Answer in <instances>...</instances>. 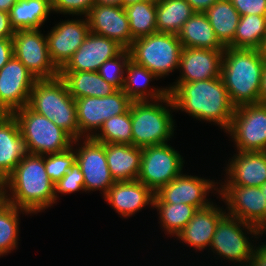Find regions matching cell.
Segmentation results:
<instances>
[{
  "instance_id": "cell-47",
  "label": "cell",
  "mask_w": 266,
  "mask_h": 266,
  "mask_svg": "<svg viewBox=\"0 0 266 266\" xmlns=\"http://www.w3.org/2000/svg\"><path fill=\"white\" fill-rule=\"evenodd\" d=\"M259 103H266V64L263 70V76H262V81H261Z\"/></svg>"
},
{
  "instance_id": "cell-2",
  "label": "cell",
  "mask_w": 266,
  "mask_h": 266,
  "mask_svg": "<svg viewBox=\"0 0 266 266\" xmlns=\"http://www.w3.org/2000/svg\"><path fill=\"white\" fill-rule=\"evenodd\" d=\"M7 202L36 214L55 202L54 183L46 173L44 155L28 154L5 179ZM9 187V188H8Z\"/></svg>"
},
{
  "instance_id": "cell-41",
  "label": "cell",
  "mask_w": 266,
  "mask_h": 266,
  "mask_svg": "<svg viewBox=\"0 0 266 266\" xmlns=\"http://www.w3.org/2000/svg\"><path fill=\"white\" fill-rule=\"evenodd\" d=\"M240 16L256 14L266 16V0H230Z\"/></svg>"
},
{
  "instance_id": "cell-11",
  "label": "cell",
  "mask_w": 266,
  "mask_h": 266,
  "mask_svg": "<svg viewBox=\"0 0 266 266\" xmlns=\"http://www.w3.org/2000/svg\"><path fill=\"white\" fill-rule=\"evenodd\" d=\"M237 150L266 151V103L235 107L230 128Z\"/></svg>"
},
{
  "instance_id": "cell-33",
  "label": "cell",
  "mask_w": 266,
  "mask_h": 266,
  "mask_svg": "<svg viewBox=\"0 0 266 266\" xmlns=\"http://www.w3.org/2000/svg\"><path fill=\"white\" fill-rule=\"evenodd\" d=\"M156 8L157 1L133 3L124 8L134 40L157 32Z\"/></svg>"
},
{
  "instance_id": "cell-52",
  "label": "cell",
  "mask_w": 266,
  "mask_h": 266,
  "mask_svg": "<svg viewBox=\"0 0 266 266\" xmlns=\"http://www.w3.org/2000/svg\"><path fill=\"white\" fill-rule=\"evenodd\" d=\"M259 51L262 54V56L266 59V35H265V38L263 40V43H262Z\"/></svg>"
},
{
  "instance_id": "cell-24",
  "label": "cell",
  "mask_w": 266,
  "mask_h": 266,
  "mask_svg": "<svg viewBox=\"0 0 266 266\" xmlns=\"http://www.w3.org/2000/svg\"><path fill=\"white\" fill-rule=\"evenodd\" d=\"M226 214L225 210L211 203L198 209L176 237L198 251L210 247L217 224Z\"/></svg>"
},
{
  "instance_id": "cell-39",
  "label": "cell",
  "mask_w": 266,
  "mask_h": 266,
  "mask_svg": "<svg viewBox=\"0 0 266 266\" xmlns=\"http://www.w3.org/2000/svg\"><path fill=\"white\" fill-rule=\"evenodd\" d=\"M79 190L85 191L84 177L80 166L75 162L69 171L54 184L55 202L58 200L57 193L70 194Z\"/></svg>"
},
{
  "instance_id": "cell-44",
  "label": "cell",
  "mask_w": 266,
  "mask_h": 266,
  "mask_svg": "<svg viewBox=\"0 0 266 266\" xmlns=\"http://www.w3.org/2000/svg\"><path fill=\"white\" fill-rule=\"evenodd\" d=\"M260 246V247H259ZM255 246L248 266H266V244Z\"/></svg>"
},
{
  "instance_id": "cell-51",
  "label": "cell",
  "mask_w": 266,
  "mask_h": 266,
  "mask_svg": "<svg viewBox=\"0 0 266 266\" xmlns=\"http://www.w3.org/2000/svg\"><path fill=\"white\" fill-rule=\"evenodd\" d=\"M143 1H157V0H121V6L125 8L133 3L143 2Z\"/></svg>"
},
{
  "instance_id": "cell-43",
  "label": "cell",
  "mask_w": 266,
  "mask_h": 266,
  "mask_svg": "<svg viewBox=\"0 0 266 266\" xmlns=\"http://www.w3.org/2000/svg\"><path fill=\"white\" fill-rule=\"evenodd\" d=\"M14 32L10 24L9 13L0 11V38H13Z\"/></svg>"
},
{
  "instance_id": "cell-30",
  "label": "cell",
  "mask_w": 266,
  "mask_h": 266,
  "mask_svg": "<svg viewBox=\"0 0 266 266\" xmlns=\"http://www.w3.org/2000/svg\"><path fill=\"white\" fill-rule=\"evenodd\" d=\"M204 14L219 42L227 47L233 40L240 15L230 0H217Z\"/></svg>"
},
{
  "instance_id": "cell-9",
  "label": "cell",
  "mask_w": 266,
  "mask_h": 266,
  "mask_svg": "<svg viewBox=\"0 0 266 266\" xmlns=\"http://www.w3.org/2000/svg\"><path fill=\"white\" fill-rule=\"evenodd\" d=\"M183 157L168 143L142 148L137 180L154 193L182 173Z\"/></svg>"
},
{
  "instance_id": "cell-49",
  "label": "cell",
  "mask_w": 266,
  "mask_h": 266,
  "mask_svg": "<svg viewBox=\"0 0 266 266\" xmlns=\"http://www.w3.org/2000/svg\"><path fill=\"white\" fill-rule=\"evenodd\" d=\"M17 0H0V11L8 12Z\"/></svg>"
},
{
  "instance_id": "cell-10",
  "label": "cell",
  "mask_w": 266,
  "mask_h": 266,
  "mask_svg": "<svg viewBox=\"0 0 266 266\" xmlns=\"http://www.w3.org/2000/svg\"><path fill=\"white\" fill-rule=\"evenodd\" d=\"M131 102L132 100L122 89L106 97L75 99L79 140L81 138L83 140L82 136L87 138L94 136L106 120L112 116L124 114Z\"/></svg>"
},
{
  "instance_id": "cell-29",
  "label": "cell",
  "mask_w": 266,
  "mask_h": 266,
  "mask_svg": "<svg viewBox=\"0 0 266 266\" xmlns=\"http://www.w3.org/2000/svg\"><path fill=\"white\" fill-rule=\"evenodd\" d=\"M51 11L52 4L46 0H17L9 11L11 27L15 31L40 29Z\"/></svg>"
},
{
  "instance_id": "cell-23",
  "label": "cell",
  "mask_w": 266,
  "mask_h": 266,
  "mask_svg": "<svg viewBox=\"0 0 266 266\" xmlns=\"http://www.w3.org/2000/svg\"><path fill=\"white\" fill-rule=\"evenodd\" d=\"M28 154L17 120L5 114L0 118V178L6 179Z\"/></svg>"
},
{
  "instance_id": "cell-40",
  "label": "cell",
  "mask_w": 266,
  "mask_h": 266,
  "mask_svg": "<svg viewBox=\"0 0 266 266\" xmlns=\"http://www.w3.org/2000/svg\"><path fill=\"white\" fill-rule=\"evenodd\" d=\"M94 5V0H54L52 10L64 15H84L85 17Z\"/></svg>"
},
{
  "instance_id": "cell-15",
  "label": "cell",
  "mask_w": 266,
  "mask_h": 266,
  "mask_svg": "<svg viewBox=\"0 0 266 266\" xmlns=\"http://www.w3.org/2000/svg\"><path fill=\"white\" fill-rule=\"evenodd\" d=\"M215 180L199 178L198 176H189L181 173L168 184L160 187L154 193L153 202H164L167 204H188L195 206L197 209H202L209 206L206 198L207 194L216 188Z\"/></svg>"
},
{
  "instance_id": "cell-38",
  "label": "cell",
  "mask_w": 266,
  "mask_h": 266,
  "mask_svg": "<svg viewBox=\"0 0 266 266\" xmlns=\"http://www.w3.org/2000/svg\"><path fill=\"white\" fill-rule=\"evenodd\" d=\"M70 147L66 151L44 155V165L50 180L57 183L76 162V153Z\"/></svg>"
},
{
  "instance_id": "cell-28",
  "label": "cell",
  "mask_w": 266,
  "mask_h": 266,
  "mask_svg": "<svg viewBox=\"0 0 266 266\" xmlns=\"http://www.w3.org/2000/svg\"><path fill=\"white\" fill-rule=\"evenodd\" d=\"M177 35L183 48L225 49L217 39L209 19L202 12H195Z\"/></svg>"
},
{
  "instance_id": "cell-46",
  "label": "cell",
  "mask_w": 266,
  "mask_h": 266,
  "mask_svg": "<svg viewBox=\"0 0 266 266\" xmlns=\"http://www.w3.org/2000/svg\"><path fill=\"white\" fill-rule=\"evenodd\" d=\"M260 188H261V191L264 192V196L266 198V182ZM255 227L261 234H263V232L265 231L266 229V207H265L263 218L255 225Z\"/></svg>"
},
{
  "instance_id": "cell-48",
  "label": "cell",
  "mask_w": 266,
  "mask_h": 266,
  "mask_svg": "<svg viewBox=\"0 0 266 266\" xmlns=\"http://www.w3.org/2000/svg\"><path fill=\"white\" fill-rule=\"evenodd\" d=\"M6 180L0 178V208L7 203Z\"/></svg>"
},
{
  "instance_id": "cell-53",
  "label": "cell",
  "mask_w": 266,
  "mask_h": 266,
  "mask_svg": "<svg viewBox=\"0 0 266 266\" xmlns=\"http://www.w3.org/2000/svg\"><path fill=\"white\" fill-rule=\"evenodd\" d=\"M5 115V113L0 109V118H2Z\"/></svg>"
},
{
  "instance_id": "cell-42",
  "label": "cell",
  "mask_w": 266,
  "mask_h": 266,
  "mask_svg": "<svg viewBox=\"0 0 266 266\" xmlns=\"http://www.w3.org/2000/svg\"><path fill=\"white\" fill-rule=\"evenodd\" d=\"M12 38H0V69L13 57Z\"/></svg>"
},
{
  "instance_id": "cell-16",
  "label": "cell",
  "mask_w": 266,
  "mask_h": 266,
  "mask_svg": "<svg viewBox=\"0 0 266 266\" xmlns=\"http://www.w3.org/2000/svg\"><path fill=\"white\" fill-rule=\"evenodd\" d=\"M227 205V214L255 226L264 216L266 198L260 187L221 185L218 189Z\"/></svg>"
},
{
  "instance_id": "cell-31",
  "label": "cell",
  "mask_w": 266,
  "mask_h": 266,
  "mask_svg": "<svg viewBox=\"0 0 266 266\" xmlns=\"http://www.w3.org/2000/svg\"><path fill=\"white\" fill-rule=\"evenodd\" d=\"M194 13L186 0H157V32L178 34Z\"/></svg>"
},
{
  "instance_id": "cell-5",
  "label": "cell",
  "mask_w": 266,
  "mask_h": 266,
  "mask_svg": "<svg viewBox=\"0 0 266 266\" xmlns=\"http://www.w3.org/2000/svg\"><path fill=\"white\" fill-rule=\"evenodd\" d=\"M129 109L132 145L140 148L161 145L167 143L174 135L175 124L171 109L174 110L175 107L170 94L152 103L150 100L132 101Z\"/></svg>"
},
{
  "instance_id": "cell-19",
  "label": "cell",
  "mask_w": 266,
  "mask_h": 266,
  "mask_svg": "<svg viewBox=\"0 0 266 266\" xmlns=\"http://www.w3.org/2000/svg\"><path fill=\"white\" fill-rule=\"evenodd\" d=\"M85 17L90 32L112 39L124 49L131 46L134 39L122 6L94 5Z\"/></svg>"
},
{
  "instance_id": "cell-25",
  "label": "cell",
  "mask_w": 266,
  "mask_h": 266,
  "mask_svg": "<svg viewBox=\"0 0 266 266\" xmlns=\"http://www.w3.org/2000/svg\"><path fill=\"white\" fill-rule=\"evenodd\" d=\"M105 154L115 182L137 180L142 148L128 144H105Z\"/></svg>"
},
{
  "instance_id": "cell-50",
  "label": "cell",
  "mask_w": 266,
  "mask_h": 266,
  "mask_svg": "<svg viewBox=\"0 0 266 266\" xmlns=\"http://www.w3.org/2000/svg\"><path fill=\"white\" fill-rule=\"evenodd\" d=\"M95 5L121 6V0H94Z\"/></svg>"
},
{
  "instance_id": "cell-54",
  "label": "cell",
  "mask_w": 266,
  "mask_h": 266,
  "mask_svg": "<svg viewBox=\"0 0 266 266\" xmlns=\"http://www.w3.org/2000/svg\"><path fill=\"white\" fill-rule=\"evenodd\" d=\"M48 1L49 3L53 4L54 0H46Z\"/></svg>"
},
{
  "instance_id": "cell-36",
  "label": "cell",
  "mask_w": 266,
  "mask_h": 266,
  "mask_svg": "<svg viewBox=\"0 0 266 266\" xmlns=\"http://www.w3.org/2000/svg\"><path fill=\"white\" fill-rule=\"evenodd\" d=\"M19 211L30 212L6 203L0 208V256L15 250L19 236Z\"/></svg>"
},
{
  "instance_id": "cell-18",
  "label": "cell",
  "mask_w": 266,
  "mask_h": 266,
  "mask_svg": "<svg viewBox=\"0 0 266 266\" xmlns=\"http://www.w3.org/2000/svg\"><path fill=\"white\" fill-rule=\"evenodd\" d=\"M124 48L116 41L92 32L59 71H92L98 72L100 66Z\"/></svg>"
},
{
  "instance_id": "cell-3",
  "label": "cell",
  "mask_w": 266,
  "mask_h": 266,
  "mask_svg": "<svg viewBox=\"0 0 266 266\" xmlns=\"http://www.w3.org/2000/svg\"><path fill=\"white\" fill-rule=\"evenodd\" d=\"M266 59L258 49L225 47L221 78L235 107L259 103Z\"/></svg>"
},
{
  "instance_id": "cell-35",
  "label": "cell",
  "mask_w": 266,
  "mask_h": 266,
  "mask_svg": "<svg viewBox=\"0 0 266 266\" xmlns=\"http://www.w3.org/2000/svg\"><path fill=\"white\" fill-rule=\"evenodd\" d=\"M131 127L130 109H128L124 114L112 116L106 120L99 129L101 133H95L92 138L105 144L132 145Z\"/></svg>"
},
{
  "instance_id": "cell-22",
  "label": "cell",
  "mask_w": 266,
  "mask_h": 266,
  "mask_svg": "<svg viewBox=\"0 0 266 266\" xmlns=\"http://www.w3.org/2000/svg\"><path fill=\"white\" fill-rule=\"evenodd\" d=\"M228 162L224 185L261 187L266 182V151H237Z\"/></svg>"
},
{
  "instance_id": "cell-12",
  "label": "cell",
  "mask_w": 266,
  "mask_h": 266,
  "mask_svg": "<svg viewBox=\"0 0 266 266\" xmlns=\"http://www.w3.org/2000/svg\"><path fill=\"white\" fill-rule=\"evenodd\" d=\"M12 41L14 56L37 80L59 76V69L49 55L46 36L40 29L16 30Z\"/></svg>"
},
{
  "instance_id": "cell-45",
  "label": "cell",
  "mask_w": 266,
  "mask_h": 266,
  "mask_svg": "<svg viewBox=\"0 0 266 266\" xmlns=\"http://www.w3.org/2000/svg\"><path fill=\"white\" fill-rule=\"evenodd\" d=\"M195 12L204 13L209 9L217 0H186Z\"/></svg>"
},
{
  "instance_id": "cell-32",
  "label": "cell",
  "mask_w": 266,
  "mask_h": 266,
  "mask_svg": "<svg viewBox=\"0 0 266 266\" xmlns=\"http://www.w3.org/2000/svg\"><path fill=\"white\" fill-rule=\"evenodd\" d=\"M266 35V16H240L234 40L227 46L236 49H260Z\"/></svg>"
},
{
  "instance_id": "cell-21",
  "label": "cell",
  "mask_w": 266,
  "mask_h": 266,
  "mask_svg": "<svg viewBox=\"0 0 266 266\" xmlns=\"http://www.w3.org/2000/svg\"><path fill=\"white\" fill-rule=\"evenodd\" d=\"M123 217H130L147 205L153 206L154 192L138 180L115 182L104 195Z\"/></svg>"
},
{
  "instance_id": "cell-20",
  "label": "cell",
  "mask_w": 266,
  "mask_h": 266,
  "mask_svg": "<svg viewBox=\"0 0 266 266\" xmlns=\"http://www.w3.org/2000/svg\"><path fill=\"white\" fill-rule=\"evenodd\" d=\"M223 52L224 50L182 48L178 68L181 76L175 83H189L220 77Z\"/></svg>"
},
{
  "instance_id": "cell-1",
  "label": "cell",
  "mask_w": 266,
  "mask_h": 266,
  "mask_svg": "<svg viewBox=\"0 0 266 266\" xmlns=\"http://www.w3.org/2000/svg\"><path fill=\"white\" fill-rule=\"evenodd\" d=\"M175 110H181L198 120L214 122L225 132L230 128L235 106L220 77L168 87Z\"/></svg>"
},
{
  "instance_id": "cell-27",
  "label": "cell",
  "mask_w": 266,
  "mask_h": 266,
  "mask_svg": "<svg viewBox=\"0 0 266 266\" xmlns=\"http://www.w3.org/2000/svg\"><path fill=\"white\" fill-rule=\"evenodd\" d=\"M69 93L74 99L84 97H106L117 89L107 83L98 72L92 71H59Z\"/></svg>"
},
{
  "instance_id": "cell-13",
  "label": "cell",
  "mask_w": 266,
  "mask_h": 266,
  "mask_svg": "<svg viewBox=\"0 0 266 266\" xmlns=\"http://www.w3.org/2000/svg\"><path fill=\"white\" fill-rule=\"evenodd\" d=\"M36 81L34 75L13 55L0 69V109L5 114H12L28 105Z\"/></svg>"
},
{
  "instance_id": "cell-8",
  "label": "cell",
  "mask_w": 266,
  "mask_h": 266,
  "mask_svg": "<svg viewBox=\"0 0 266 266\" xmlns=\"http://www.w3.org/2000/svg\"><path fill=\"white\" fill-rule=\"evenodd\" d=\"M244 229L255 238L262 235L255 226L226 214L217 224L210 249L223 259L239 262V266H248L255 247L243 232Z\"/></svg>"
},
{
  "instance_id": "cell-7",
  "label": "cell",
  "mask_w": 266,
  "mask_h": 266,
  "mask_svg": "<svg viewBox=\"0 0 266 266\" xmlns=\"http://www.w3.org/2000/svg\"><path fill=\"white\" fill-rule=\"evenodd\" d=\"M182 48L177 34L155 32L133 40L128 50L131 61L162 78L179 68Z\"/></svg>"
},
{
  "instance_id": "cell-26",
  "label": "cell",
  "mask_w": 266,
  "mask_h": 266,
  "mask_svg": "<svg viewBox=\"0 0 266 266\" xmlns=\"http://www.w3.org/2000/svg\"><path fill=\"white\" fill-rule=\"evenodd\" d=\"M125 80L122 90L132 101H155L165 98L169 92L168 88L147 89L150 81L158 77L146 67L140 66L129 60L125 69Z\"/></svg>"
},
{
  "instance_id": "cell-34",
  "label": "cell",
  "mask_w": 266,
  "mask_h": 266,
  "mask_svg": "<svg viewBox=\"0 0 266 266\" xmlns=\"http://www.w3.org/2000/svg\"><path fill=\"white\" fill-rule=\"evenodd\" d=\"M159 211L161 227L167 234L177 236L182 229L193 218L198 210L195 206L188 204H167L164 202H153V206Z\"/></svg>"
},
{
  "instance_id": "cell-14",
  "label": "cell",
  "mask_w": 266,
  "mask_h": 266,
  "mask_svg": "<svg viewBox=\"0 0 266 266\" xmlns=\"http://www.w3.org/2000/svg\"><path fill=\"white\" fill-rule=\"evenodd\" d=\"M83 139V145L81 144L75 153L76 162L83 173L85 192L101 190L104 196L115 183L107 164L105 143L92 137Z\"/></svg>"
},
{
  "instance_id": "cell-4",
  "label": "cell",
  "mask_w": 266,
  "mask_h": 266,
  "mask_svg": "<svg viewBox=\"0 0 266 266\" xmlns=\"http://www.w3.org/2000/svg\"><path fill=\"white\" fill-rule=\"evenodd\" d=\"M28 106L53 121L74 140H79L75 99L60 76L37 80L31 90Z\"/></svg>"
},
{
  "instance_id": "cell-6",
  "label": "cell",
  "mask_w": 266,
  "mask_h": 266,
  "mask_svg": "<svg viewBox=\"0 0 266 266\" xmlns=\"http://www.w3.org/2000/svg\"><path fill=\"white\" fill-rule=\"evenodd\" d=\"M17 120L29 154L48 155L66 151L78 144L66 131L53 121L38 114L28 105L12 113ZM76 143V144H75Z\"/></svg>"
},
{
  "instance_id": "cell-37",
  "label": "cell",
  "mask_w": 266,
  "mask_h": 266,
  "mask_svg": "<svg viewBox=\"0 0 266 266\" xmlns=\"http://www.w3.org/2000/svg\"><path fill=\"white\" fill-rule=\"evenodd\" d=\"M130 60L128 49H123L117 56L105 61L99 68V75L117 90L124 86L125 69Z\"/></svg>"
},
{
  "instance_id": "cell-17",
  "label": "cell",
  "mask_w": 266,
  "mask_h": 266,
  "mask_svg": "<svg viewBox=\"0 0 266 266\" xmlns=\"http://www.w3.org/2000/svg\"><path fill=\"white\" fill-rule=\"evenodd\" d=\"M87 18L59 22L46 35L51 61L60 70L89 34Z\"/></svg>"
}]
</instances>
